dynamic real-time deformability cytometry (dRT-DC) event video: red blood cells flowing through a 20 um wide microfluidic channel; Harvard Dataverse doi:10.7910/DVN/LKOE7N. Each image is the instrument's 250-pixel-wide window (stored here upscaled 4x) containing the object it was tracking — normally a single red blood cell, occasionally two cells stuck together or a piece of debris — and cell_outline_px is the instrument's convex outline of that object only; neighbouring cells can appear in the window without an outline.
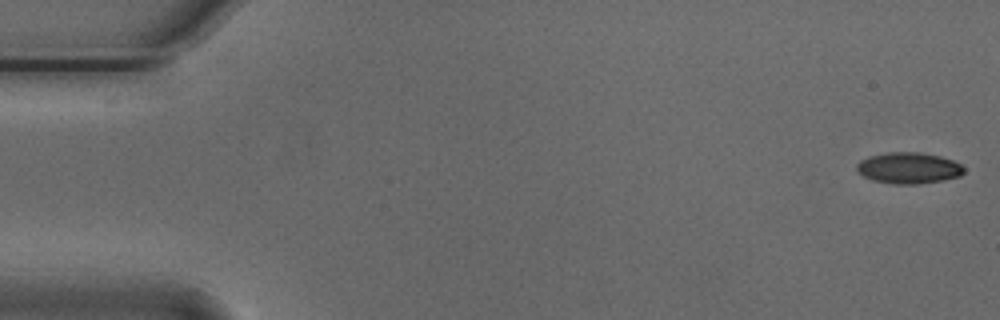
{"species": "Egyptian fruit bat (a non-hibernating species)", "species_latin": "Rousettus aegyptiacus", "temperature_condition": "cold", "stored_images_in_passage": 55, "camera_frame_rate_fps": 3000, "um_per_image_px": 0.085, "animal": {"sex": "male"}, "frame": {"image": 1, "passage_image": 1, "time_ms": 0.0, "image_size_px": [1000, 320], "cell_outline_px": [[964, 172], [960, 176], [940, 180], [916, 184], [896, 184], [872, 180], [856, 172], [856, 164], [860, 160], [868, 156], [888, 152], [920, 152], [940, 156], [952, 160], [960, 164], [964, 168]], "centroid_in_image_um": [77.19, 14.27], "position_along_channel_um": 7.8, "area_um2": 19.48}}
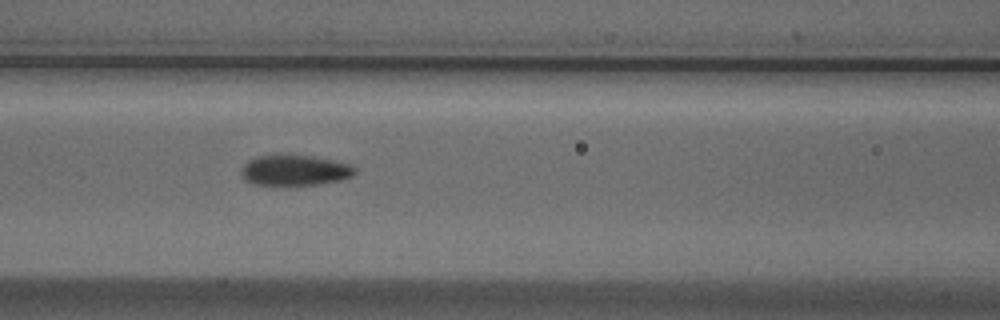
{"frame": {"image": 2, "passage_image": 23, "time_ms": 7.333, "image_size_px": [1000, 320], "cell_outline_px": [[356, 172], [352, 176], [340, 180], [316, 184], [252, 184], [244, 180], [240, 172], [244, 164], [248, 160], [260, 156], [312, 156], [332, 160], [348, 164], [356, 168]], "centroid_in_image_um": [25.04, 14.48], "position_along_channel_um": 141.6, "area_um2": 19.71}}
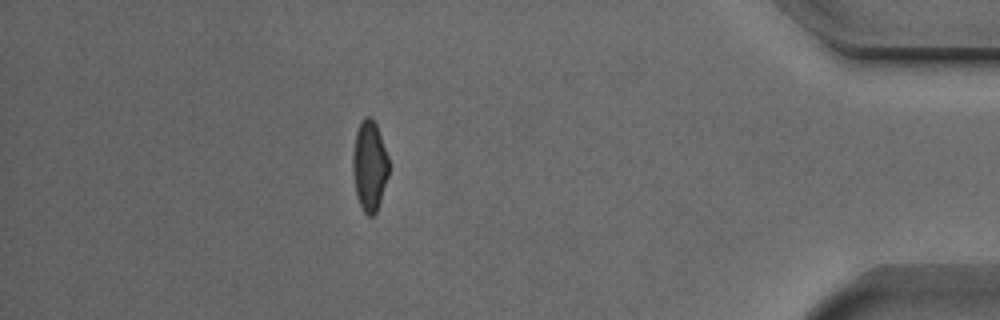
{"frame": {"image": 3, "passage_image": 48, "time_ms": 15.667, "image_size_px": [1000, 320], "cell_outline_px": [[388, 176], [376, 212], [372, 216], [368, 216], [364, 212], [356, 196], [352, 168], [352, 156], [356, 132], [364, 116], [368, 116], [376, 124], [388, 156]], "centroid_in_image_um": [31.39, 14.1], "position_along_channel_um": 403.8, "area_um2": 18.73}, "authors_computed_cell_mechanics": {"area_um2": 19.7676, "velocity_mm_per_s": 3.7324, "shape_relaxation_time_tau1_ms": 4.3923, "shape_relaxation_time_tau2_ms": 1.4199, "deformation_change_tau1": 0.1243, "deformation_change_tau2": 0.0605}}